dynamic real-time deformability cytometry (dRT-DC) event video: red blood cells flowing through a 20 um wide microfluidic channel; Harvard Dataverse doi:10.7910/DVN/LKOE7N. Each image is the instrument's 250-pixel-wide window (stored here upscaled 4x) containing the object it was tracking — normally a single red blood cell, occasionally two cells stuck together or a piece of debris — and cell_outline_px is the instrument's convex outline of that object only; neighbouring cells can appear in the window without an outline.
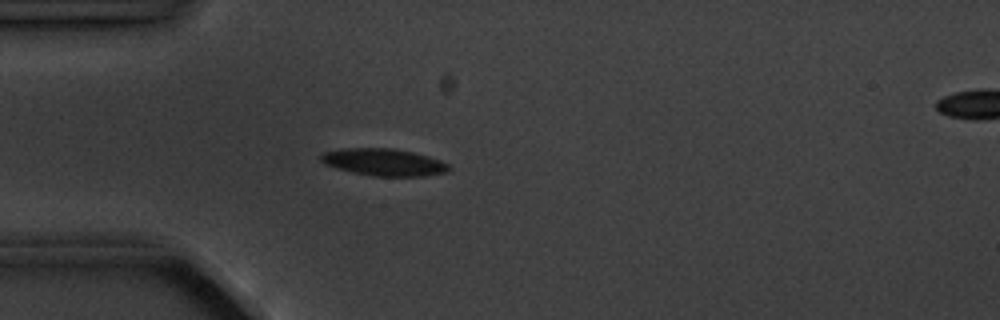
{"species": "common noctule bat (a hibernating species)", "species_latin": "Nyctalus noctula", "temperature_condition": "cold", "stored_images_in_passage": 6, "camera_frame_rate_fps": 3000, "um_per_image_px": 0.085, "animal": {"sex": "male", "body_mass_g": 20.1, "forearm_length_mm": 53.5}, "frame": {"image": 1, "passage_image": 5, "time_ms": 4.667, "image_size_px": [1000, 320], "cell_outline_px": [[448, 172], [424, 176], [372, 176], [352, 172], [336, 168], [324, 164], [316, 156], [324, 152], [340, 148], [392, 148], [412, 152], [428, 156], [440, 160], [448, 164]], "centroid_in_image_um": [32.56, 13.78], "position_along_channel_um": 52.4, "area_um2": 20.35}}